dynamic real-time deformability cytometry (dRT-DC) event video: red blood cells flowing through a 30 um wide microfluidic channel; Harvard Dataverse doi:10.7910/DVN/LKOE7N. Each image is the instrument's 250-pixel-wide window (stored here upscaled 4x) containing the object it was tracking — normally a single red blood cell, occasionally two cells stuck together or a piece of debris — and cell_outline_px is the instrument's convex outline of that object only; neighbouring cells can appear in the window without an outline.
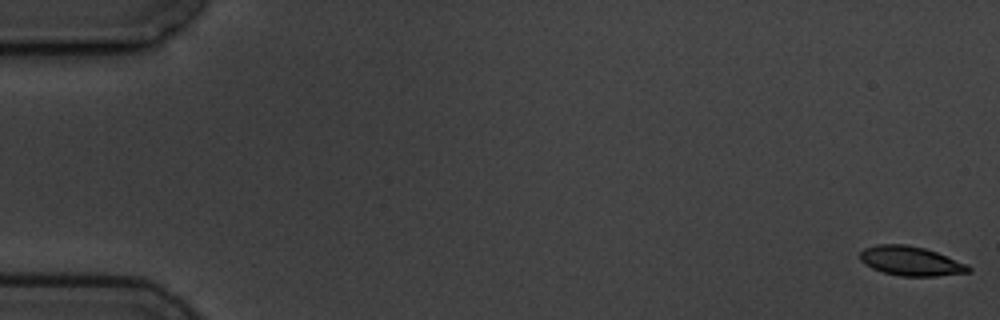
{"species": "common noctule bat (a hibernating species)", "species_latin": "Nyctalus noctula", "temperature_condition": "cold", "stored_images_in_passage": 6, "segment_of_instrument_passage": [1, 2], "camera_frame_rate_fps": 3000, "um_per_image_px": 0.085, "animal": {"sex": "male", "body_mass_g": 19.5, "forearm_length_mm": 54.6}, "frame": {"image": 1, "passage_image": 1, "time_ms": 0.0, "image_size_px": [1000, 320], "cell_outline_px": [[972, 272], [936, 276], [900, 276], [884, 272], [872, 268], [864, 264], [860, 260], [860, 252], [864, 248], [876, 244], [904, 244], [924, 248], [936, 252], [968, 264], [972, 268]], "centroid_in_image_um": [77.42, 22.19], "position_along_channel_um": 7.6, "area_um2": 18.61}}
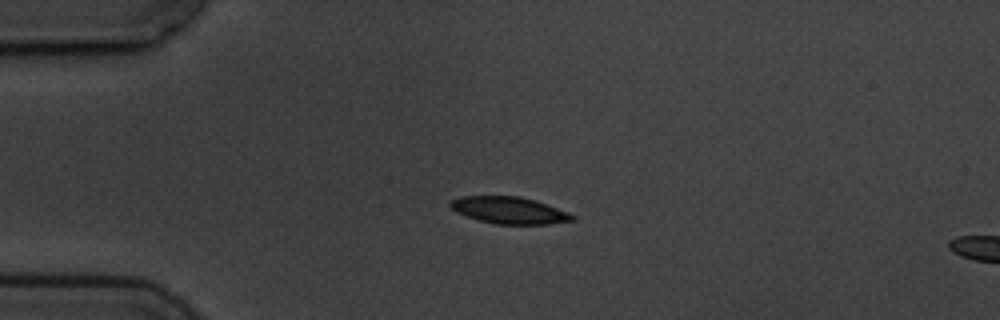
{"frame": {"image": 2, "passage_image": 4, "time_ms": 4.333, "image_size_px": [1000, 320], "cell_outline_px": [[576, 220], [548, 224], [496, 224], [480, 220], [456, 212], [448, 204], [452, 200], [460, 196], [520, 196], [536, 200], [568, 212], [576, 216]], "centroid_in_image_um": [43.32, 17.87], "position_along_channel_um": 41.7, "area_um2": 19.07}}